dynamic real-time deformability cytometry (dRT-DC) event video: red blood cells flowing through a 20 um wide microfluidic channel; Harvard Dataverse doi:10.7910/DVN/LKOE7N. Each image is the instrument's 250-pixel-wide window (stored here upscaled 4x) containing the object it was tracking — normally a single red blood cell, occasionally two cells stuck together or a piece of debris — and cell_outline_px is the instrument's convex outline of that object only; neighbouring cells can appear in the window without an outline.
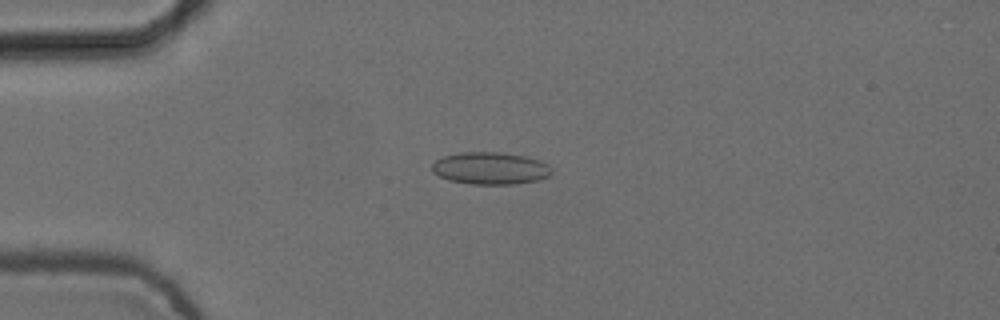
{"species": "common noctule bat (a hibernating species)", "species_latin": "Nyctalus noctula", "temperature_condition": "cold", "stored_images_in_passage": 7, "camera_frame_rate_fps": 3000, "um_per_image_px": 0.085, "animal": {"sex": "female", "body_mass_g": 24.6, "forearm_length_mm": 56.2}, "frame": {"image": 1, "passage_image": 3, "time_ms": 0.667, "image_size_px": [1000, 320], "cell_outline_px": [[552, 176], [536, 180], [516, 184], [468, 184], [448, 180], [432, 172], [432, 164], [436, 160], [444, 156], [460, 152], [500, 152], [524, 156], [540, 160], [548, 164], [552, 168]], "centroid_in_image_um": [41.7, 14.31], "position_along_channel_um": 43.3, "area_um2": 22.66}}
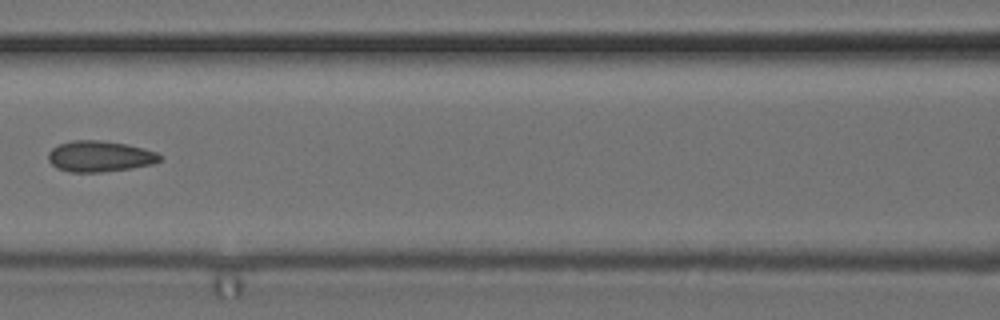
{"frame": {"image": 2, "passage_image": 6, "time_ms": 1.667, "image_size_px": [1000, 320], "cell_outline_px": [[160, 160], [152, 164], [132, 168], [100, 172], [68, 172], [56, 168], [48, 160], [48, 152], [52, 148], [60, 144], [72, 140], [100, 140], [128, 144], [144, 148], [156, 152], [160, 156]], "centroid_in_image_um": [8.45, 13.29], "position_along_channel_um": 158.1, "area_um2": 20.17}}
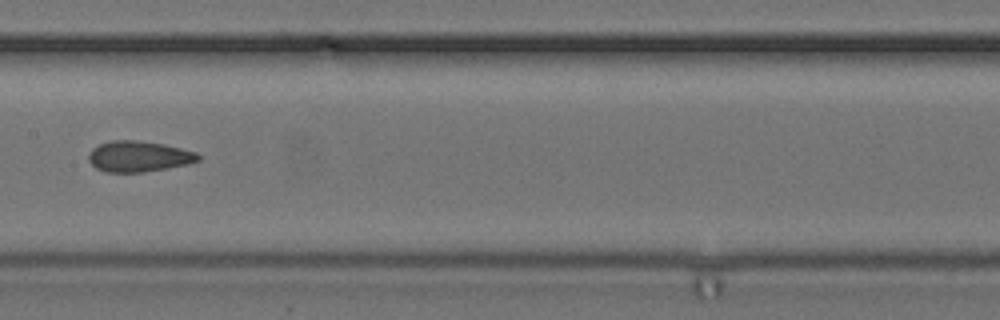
{"frame": {"image": 3, "passage_image": 7, "time_ms": 2.0, "image_size_px": [1000, 320], "cell_outline_px": [[200, 160], [188, 164], [168, 168], [144, 172], [104, 172], [96, 168], [88, 160], [88, 156], [92, 148], [100, 144], [112, 140], [136, 140], [164, 144], [196, 152], [200, 156]], "centroid_in_image_um": [11.79, 13.3], "position_along_channel_um": 195.6, "area_um2": 19.71}}